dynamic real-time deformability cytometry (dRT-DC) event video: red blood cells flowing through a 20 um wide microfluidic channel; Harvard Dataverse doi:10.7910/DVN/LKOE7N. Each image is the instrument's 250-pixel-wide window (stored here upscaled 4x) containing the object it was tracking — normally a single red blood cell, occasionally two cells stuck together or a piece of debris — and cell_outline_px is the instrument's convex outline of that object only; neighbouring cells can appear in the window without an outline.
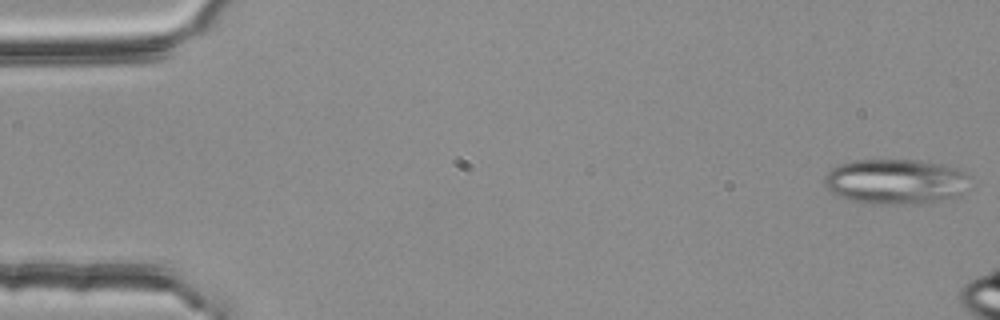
{"species": "common noctule bat (a hibernating species)", "species_latin": "Nyctalus noctula", "temperature_condition": "room temperature", "stored_images_in_passage": 9, "camera_frame_rate_fps": 3000, "um_per_image_px": 0.085, "animal": {"sex": "female", "body_mass_g": 25.1}, "frame": {"image": 1, "passage_image": 1, "time_ms": 0.0, "image_size_px": [1000, 320], "cell_outline_px": [[972, 176], [964, 192], [960, 196], [940, 200], [916, 204], [872, 204], [848, 200], [836, 196], [824, 184], [824, 176], [836, 164], [852, 160], [928, 160], [956, 168], [968, 172]], "centroid_in_image_um": [76.15, 15.42], "position_along_channel_um": 8.8, "area_um2": 39.13}}